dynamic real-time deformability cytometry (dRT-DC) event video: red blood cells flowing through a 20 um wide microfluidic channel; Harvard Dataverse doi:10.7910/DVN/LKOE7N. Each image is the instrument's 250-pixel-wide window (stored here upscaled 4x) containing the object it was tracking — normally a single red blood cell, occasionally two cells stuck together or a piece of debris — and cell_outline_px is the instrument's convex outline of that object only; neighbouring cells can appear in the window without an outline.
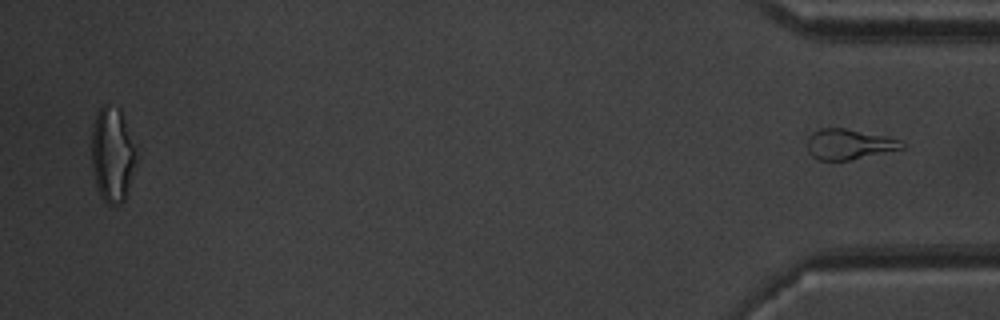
{"species": "common noctule bat (a hibernating species)", "species_latin": "Nyctalus noctula", "temperature_condition": "warm", "stored_images_in_passage": 51, "segment_of_instrument_passage": [2, 2], "camera_frame_rate_fps": 3000, "um_per_image_px": 0.085, "animal": {"sex": "male", "body_mass_g": 20.1, "forearm_length_mm": 53.5}, "frame": {"image": 1, "passage_image": 51, "time_ms": 16.667, "image_size_px": [1000, 320], "cell_outline_px": [[908, 144], [904, 148], [852, 160], [820, 160], [812, 156], [808, 152], [808, 136], [812, 132], [820, 128], [844, 128], [888, 136], [900, 140]], "centroid_in_image_um": [72.2, 12.26], "position_along_channel_um": 363.0, "area_um2": 16.94}}